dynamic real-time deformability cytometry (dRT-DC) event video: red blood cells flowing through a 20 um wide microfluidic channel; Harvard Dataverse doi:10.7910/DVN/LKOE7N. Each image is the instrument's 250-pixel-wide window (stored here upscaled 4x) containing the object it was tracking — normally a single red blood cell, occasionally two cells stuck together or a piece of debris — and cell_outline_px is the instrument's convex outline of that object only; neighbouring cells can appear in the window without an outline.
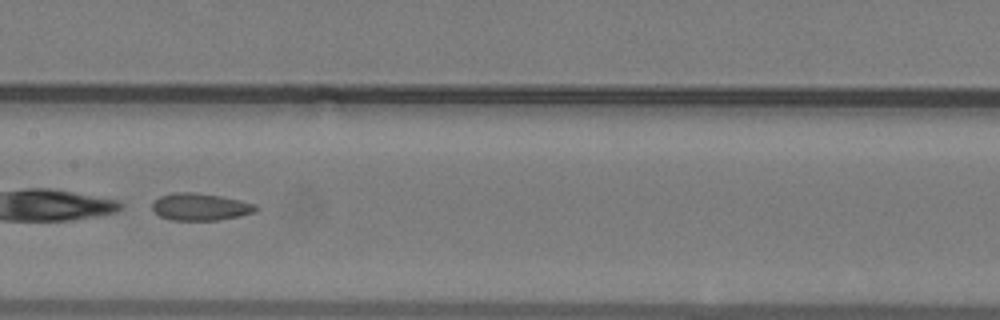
{"species": "common noctule bat (a hibernating species)", "species_latin": "Nyctalus noctula", "temperature_condition": "warm", "stored_images_in_passage": 32, "camera_frame_rate_fps": 3000, "um_per_image_px": 0.085, "animal": {"sex": "male", "body_mass_g": 19.2, "forearm_length_mm": 51.8}, "frame": {"image": 1, "passage_image": 10, "time_ms": 3.0, "image_size_px": [1000, 320], "cell_outline_px": [[260, 208], [252, 212], [240, 216], [216, 220], [172, 220], [160, 216], [152, 208], [152, 204], [160, 196], [172, 192], [196, 192], [220, 196], [240, 200], [256, 204]], "centroid_in_image_um": [17.03, 17.57], "position_along_channel_um": 190.4, "area_um2": 16.36}}